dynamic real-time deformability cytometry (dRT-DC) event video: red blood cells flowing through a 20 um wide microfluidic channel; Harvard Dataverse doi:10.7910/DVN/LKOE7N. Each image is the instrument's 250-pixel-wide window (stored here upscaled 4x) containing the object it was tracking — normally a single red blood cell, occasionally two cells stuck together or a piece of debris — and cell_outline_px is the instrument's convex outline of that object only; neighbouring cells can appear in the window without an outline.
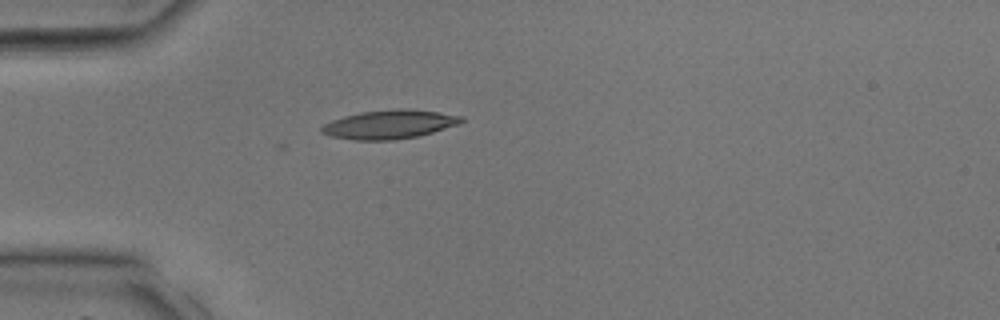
{"species": "common noctule bat (a hibernating species)", "species_latin": "Nyctalus noctula", "temperature_condition": "room temperature", "stored_images_in_passage": 2, "camera_frame_rate_fps": 3000, "um_per_image_px": 0.085, "animal": {"sex": "male", "body_mass_g": 17.9, "forearm_length_mm": 54.2}, "frame": {"image": 1, "passage_image": 2, "time_ms": 0.333, "image_size_px": [1000, 320], "cell_outline_px": [[464, 120], [460, 124], [432, 132], [416, 136], [396, 140], [352, 140], [332, 136], [320, 132], [320, 128], [324, 124], [332, 120], [344, 116], [360, 112], [396, 108], [404, 108], [436, 112], [464, 116]], "centroid_in_image_um": [33.09, 10.57], "position_along_channel_um": 51.9, "area_um2": 23.47}}